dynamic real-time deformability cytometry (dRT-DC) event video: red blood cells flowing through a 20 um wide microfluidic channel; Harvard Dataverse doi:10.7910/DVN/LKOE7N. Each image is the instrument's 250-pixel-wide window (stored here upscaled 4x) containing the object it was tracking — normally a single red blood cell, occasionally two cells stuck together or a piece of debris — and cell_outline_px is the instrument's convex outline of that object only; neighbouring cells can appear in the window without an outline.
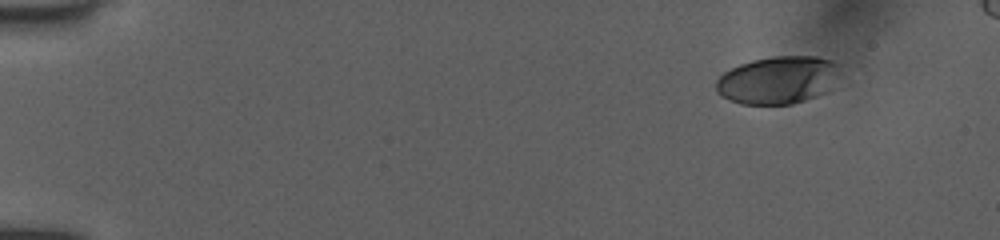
{"species": "human", "species_latin": "Homo sapiens", "temperature_condition": "room temperature", "stored_images_in_passage": 15, "camera_frame_rate_fps": 3000, "um_per_image_px": 0.085, "donor": {"sex": "female"}, "frame": {"image": 1, "passage_image": 1, "time_ms": 0.0, "image_size_px": [1000, 240], "cell_outline_px": [[840, 64], [828, 92], [792, 104], [740, 104], [728, 100], [720, 96], [716, 92], [716, 80], [724, 72], [740, 64], [752, 60], [772, 56], [816, 56], [832, 60]], "centroid_in_image_um": [66.08, 6.8], "position_along_channel_um": 18.9, "area_um2": 34.45}}
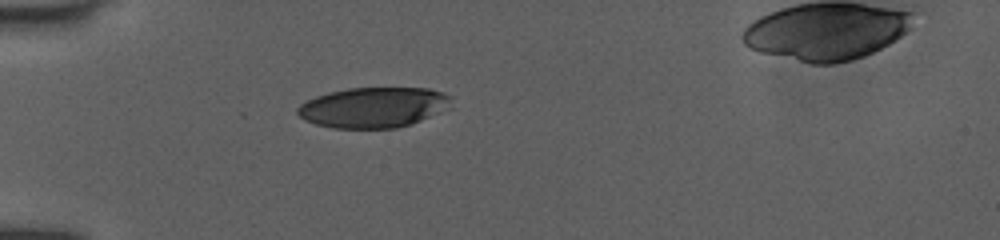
{"frame": {"image": 2, "passage_image": 11, "time_ms": 3.667, "image_size_px": [1000, 240], "cell_outline_px": [[452, 108], [420, 120], [396, 128], [332, 128], [316, 124], [304, 120], [296, 112], [296, 108], [300, 104], [316, 96], [328, 92], [348, 88], [428, 88], [444, 92], [452, 96]], "centroid_in_image_um": [31.77, 9.12], "position_along_channel_um": 53.2, "area_um2": 36.41}}